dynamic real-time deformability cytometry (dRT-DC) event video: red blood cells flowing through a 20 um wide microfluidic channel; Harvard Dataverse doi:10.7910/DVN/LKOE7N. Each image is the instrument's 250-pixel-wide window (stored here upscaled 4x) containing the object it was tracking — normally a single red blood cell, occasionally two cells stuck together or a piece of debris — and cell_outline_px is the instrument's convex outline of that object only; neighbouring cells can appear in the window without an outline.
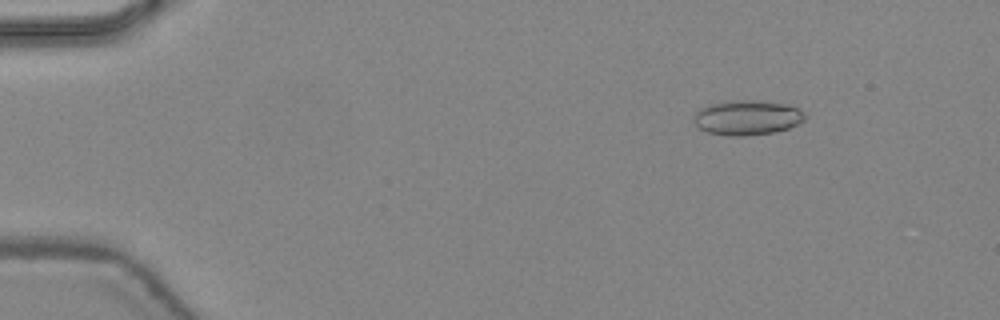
{"species": "common noctule bat (a hibernating species)", "species_latin": "Nyctalus noctula", "temperature_condition": "warm", "stored_images_in_passage": 47, "camera_frame_rate_fps": 3000, "um_per_image_px": 0.085, "animal": {"sex": "female", "body_mass_g": 24.6, "forearm_length_mm": 56.2}, "frame": {"image": 1, "passage_image": 7, "time_ms": 2.0, "image_size_px": [1000, 320], "cell_outline_px": [[808, 116], [804, 120], [788, 128], [776, 132], [744, 136], [728, 136], [708, 132], [700, 128], [692, 120], [692, 116], [700, 108], [708, 104], [728, 100], [756, 100], [788, 104], [800, 108]], "centroid_in_image_um": [63.51, 9.98], "position_along_channel_um": 21.5, "area_um2": 22.95}}
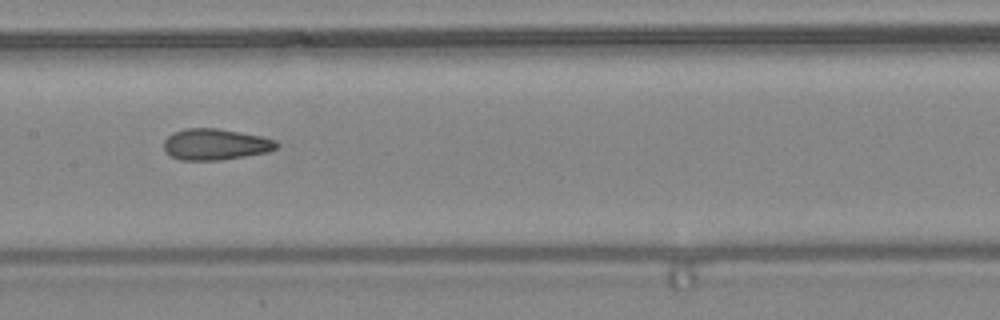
{"frame": {"image": 2, "passage_image": 25, "time_ms": 8.0, "image_size_px": [1000, 320], "cell_outline_px": [[280, 144], [276, 148], [268, 152], [220, 160], [180, 160], [164, 152], [164, 140], [172, 132], [184, 128], [216, 128], [240, 132], [260, 136], [276, 140]], "centroid_in_image_um": [18.29, 12.26], "position_along_channel_um": 189.1, "area_um2": 20.58}}
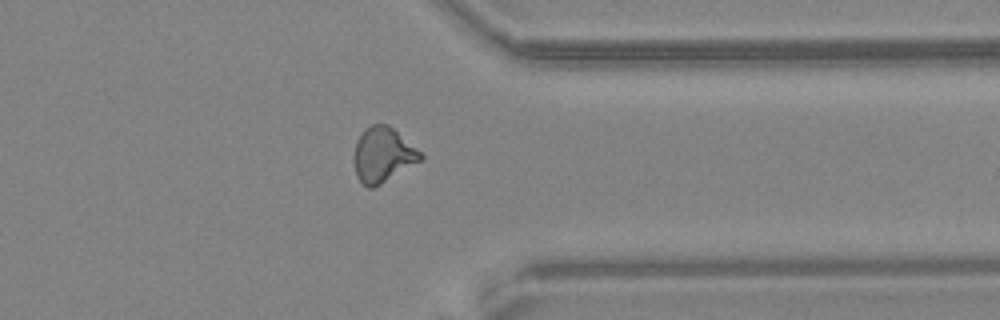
{"frame": {"image": 3, "passage_image": 38, "time_ms": 12.333, "image_size_px": [1000, 320], "cell_outline_px": [[424, 156], [420, 160], [380, 184], [372, 188], [368, 188], [356, 176], [352, 160], [356, 140], [364, 128], [372, 124], [388, 124], [420, 152]], "centroid_in_image_um": [32.47, 13.14], "position_along_channel_um": 378.9, "area_um2": 21.04}, "authors_computed_cell_mechanics": {"area_um2": 20.6924, "velocity_mm_per_s": 4.4856, "shape_relaxation_time_tau1_ms": null, "shape_relaxation_time_tau2_ms": 1.4495, "deformation_change_tau1": null, "deformation_change_tau2": 0.0807}}